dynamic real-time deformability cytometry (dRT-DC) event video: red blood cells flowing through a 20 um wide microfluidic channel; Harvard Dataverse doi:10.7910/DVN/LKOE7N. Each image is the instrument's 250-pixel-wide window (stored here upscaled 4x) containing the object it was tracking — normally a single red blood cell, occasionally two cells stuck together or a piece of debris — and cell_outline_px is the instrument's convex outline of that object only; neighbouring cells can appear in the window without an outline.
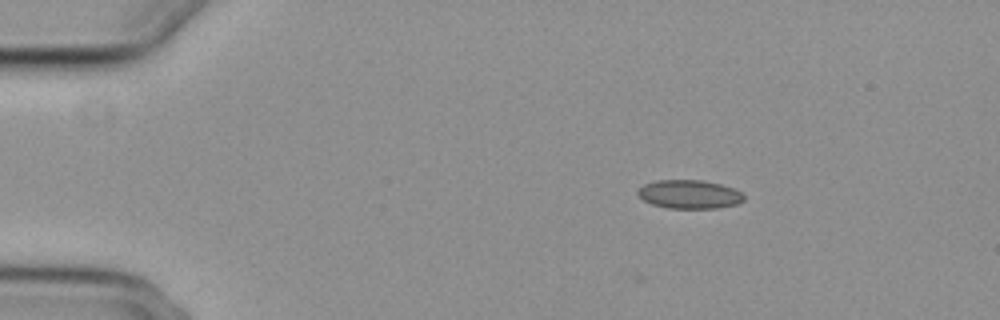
{"species": "common noctule bat (a hibernating species)", "species_latin": "Nyctalus noctula", "temperature_condition": "cold", "stored_images_in_passage": 2, "camera_frame_rate_fps": 3000, "um_per_image_px": 0.085, "animal": {"sex": "female", "body_mass_g": 29.2, "forearm_length_mm": 56.3}, "frame": {"image": 1, "passage_image": 2, "time_ms": 0.333, "image_size_px": [1000, 320], "cell_outline_px": [[744, 200], [736, 204], [720, 208], [668, 208], [652, 204], [644, 200], [636, 192], [644, 184], [656, 180], [704, 180], [720, 184], [732, 188], [740, 192], [744, 196]], "centroid_in_image_um": [58.59, 16.51], "position_along_channel_um": 26.4, "area_um2": 17.63}}